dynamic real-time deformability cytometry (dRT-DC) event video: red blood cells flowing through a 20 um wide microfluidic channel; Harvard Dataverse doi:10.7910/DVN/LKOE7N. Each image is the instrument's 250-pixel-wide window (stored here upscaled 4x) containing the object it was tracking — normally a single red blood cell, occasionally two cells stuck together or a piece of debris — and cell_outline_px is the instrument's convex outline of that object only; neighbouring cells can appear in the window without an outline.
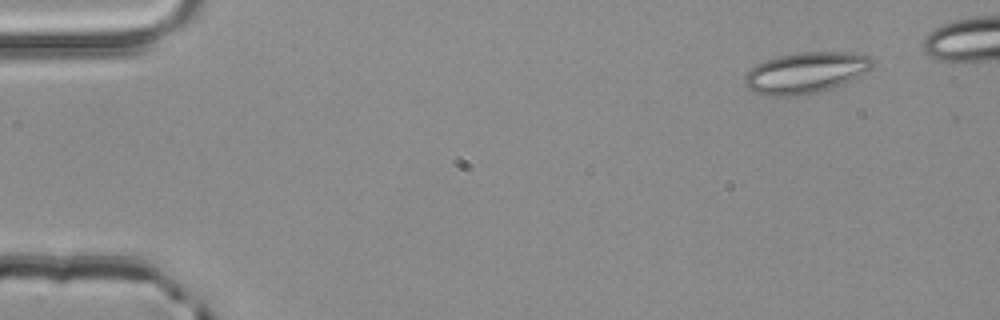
{"species": "common noctule bat (a hibernating species)", "species_latin": "Nyctalus noctula", "temperature_condition": "room temperature", "stored_images_in_passage": 3, "segment_of_instrument_passage": [2, 2], "camera_frame_rate_fps": 3000, "um_per_image_px": 0.085, "animal": {"sex": "male", "body_mass_g": 20.4}, "frame": {"image": 1, "passage_image": 3, "time_ms": 0.667, "image_size_px": [1000, 320], "cell_outline_px": [[876, 64], [868, 72], [832, 88], [816, 92], [792, 96], [772, 96], [756, 92], [748, 88], [744, 84], [744, 76], [756, 64], [764, 60], [780, 56], [800, 52], [852, 52], [872, 56], [876, 60]], "centroid_in_image_um": [68.55, 6.16], "position_along_channel_um": 16.5, "area_um2": 30.69}}